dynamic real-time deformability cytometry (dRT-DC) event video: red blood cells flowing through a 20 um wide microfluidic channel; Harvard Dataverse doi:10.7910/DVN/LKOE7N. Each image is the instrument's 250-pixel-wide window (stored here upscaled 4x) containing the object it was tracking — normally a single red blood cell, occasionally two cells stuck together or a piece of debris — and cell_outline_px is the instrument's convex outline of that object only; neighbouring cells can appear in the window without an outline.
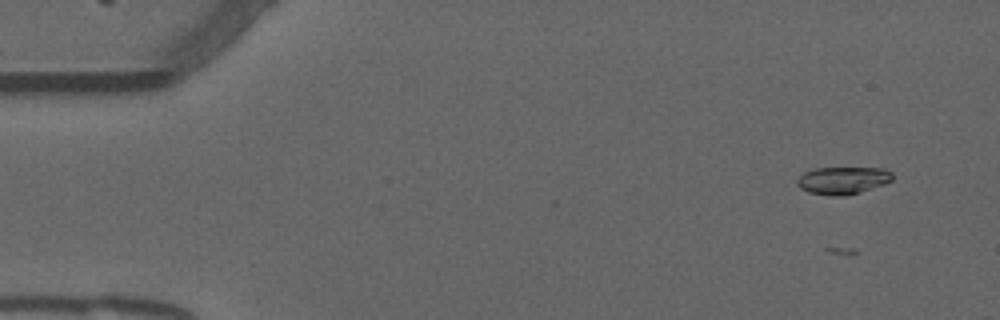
{"species": "common noctule bat (a hibernating species)", "species_latin": "Nyctalus noctula", "temperature_condition": "warm", "stored_images_in_passage": 12, "camera_frame_rate_fps": 3000, "um_per_image_px": 0.085, "animal": {"sex": "male", "forearm_length_mm": 52.5}, "frame": {"image": 1, "passage_image": 6, "time_ms": 1.667, "image_size_px": [1000, 320], "cell_outline_px": [[892, 180], [884, 184], [860, 192], [844, 196], [832, 196], [808, 192], [800, 188], [796, 184], [796, 180], [804, 172], [816, 168], [884, 168], [892, 172]], "centroid_in_image_um": [71.62, 15.33], "position_along_channel_um": 13.4, "area_um2": 15.26}}